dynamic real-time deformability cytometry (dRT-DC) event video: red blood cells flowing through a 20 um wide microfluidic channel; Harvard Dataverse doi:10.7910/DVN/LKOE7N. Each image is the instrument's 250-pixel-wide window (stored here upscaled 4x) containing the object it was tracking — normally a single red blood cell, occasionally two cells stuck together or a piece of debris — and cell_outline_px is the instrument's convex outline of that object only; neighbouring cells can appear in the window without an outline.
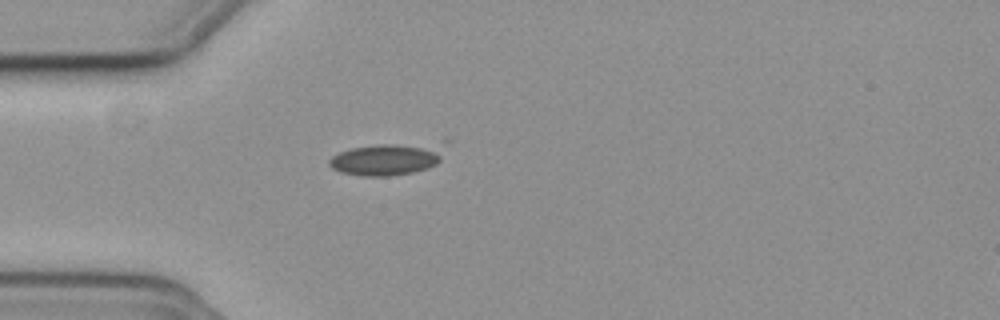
{"species": "common noctule bat (a hibernating species)", "species_latin": "Nyctalus noctula", "temperature_condition": "cold", "stored_images_in_passage": 3, "camera_frame_rate_fps": 3000, "um_per_image_px": 0.085, "animal": {"sex": "female", "body_mass_g": 19.3, "forearm_length_mm": 54.1}, "frame": {"image": 1, "passage_image": 1, "time_ms": 0.0, "image_size_px": [1000, 320], "cell_outline_px": [[440, 160], [436, 164], [428, 168], [412, 172], [388, 176], [360, 176], [340, 172], [332, 168], [328, 164], [328, 160], [332, 156], [340, 152], [352, 148], [380, 144], [392, 144], [440, 148]], "centroid_in_image_um": [32.69, 13.59], "position_along_channel_um": 52.3, "area_um2": 20.35}}